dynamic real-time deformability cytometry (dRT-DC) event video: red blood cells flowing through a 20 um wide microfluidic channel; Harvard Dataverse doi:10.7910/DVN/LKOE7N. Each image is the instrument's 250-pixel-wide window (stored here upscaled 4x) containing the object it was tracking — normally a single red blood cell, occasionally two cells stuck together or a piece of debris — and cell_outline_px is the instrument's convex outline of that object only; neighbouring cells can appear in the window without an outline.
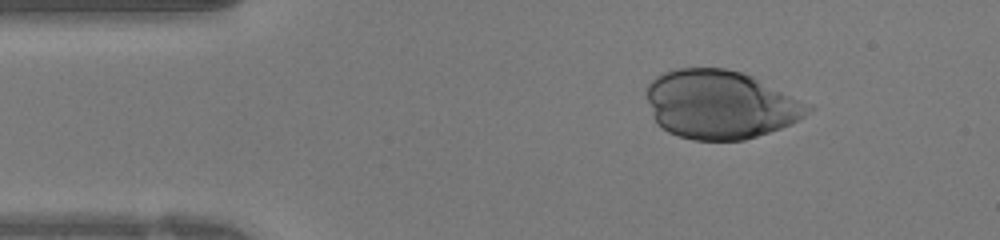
{"species": "human", "species_latin": "Homo sapiens", "temperature_condition": "warm", "stored_images_in_passage": 32, "camera_frame_rate_fps": 3000, "um_per_image_px": 0.085, "donor": {"sex": "female"}, "frame": {"image": 1, "passage_image": 5, "time_ms": 1.333, "image_size_px": [1000, 240], "cell_outline_px": [[812, 108], [804, 116], [780, 128], [744, 140], [692, 140], [668, 132], [656, 124], [652, 116], [644, 96], [644, 92], [648, 84], [656, 76], [664, 72], [676, 68], [724, 68], [740, 72], [752, 76], [812, 104]], "centroid_in_image_um": [61.17, 8.88], "position_along_channel_um": 23.8, "area_um2": 64.74}}